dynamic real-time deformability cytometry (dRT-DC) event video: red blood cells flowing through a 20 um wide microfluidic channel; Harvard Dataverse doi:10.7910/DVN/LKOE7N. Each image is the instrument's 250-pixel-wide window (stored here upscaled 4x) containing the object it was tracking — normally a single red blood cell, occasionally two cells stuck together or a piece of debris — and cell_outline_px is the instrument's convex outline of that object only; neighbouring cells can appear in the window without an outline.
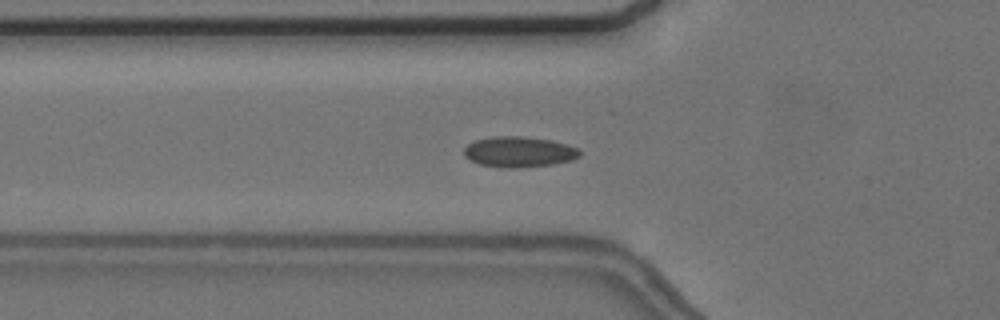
{"species": "common noctule bat (a hibernating species)", "species_latin": "Nyctalus noctula", "temperature_condition": "cold", "stored_images_in_passage": 45, "camera_frame_rate_fps": 3000, "um_per_image_px": 0.085, "animal": {"sex": "female", "body_mass_g": 24.6, "forearm_length_mm": 56.2}, "frame": {"image": 1, "passage_image": 7, "time_ms": 2.0, "image_size_px": [1000, 320], "cell_outline_px": [[580, 156], [572, 160], [552, 164], [516, 168], [508, 168], [480, 164], [464, 156], [464, 148], [468, 144], [476, 140], [492, 136], [524, 136], [552, 140], [568, 144], [576, 148], [580, 152]], "centroid_in_image_um": [44.12, 12.9], "position_along_channel_um": 81.7, "area_um2": 20.58}}